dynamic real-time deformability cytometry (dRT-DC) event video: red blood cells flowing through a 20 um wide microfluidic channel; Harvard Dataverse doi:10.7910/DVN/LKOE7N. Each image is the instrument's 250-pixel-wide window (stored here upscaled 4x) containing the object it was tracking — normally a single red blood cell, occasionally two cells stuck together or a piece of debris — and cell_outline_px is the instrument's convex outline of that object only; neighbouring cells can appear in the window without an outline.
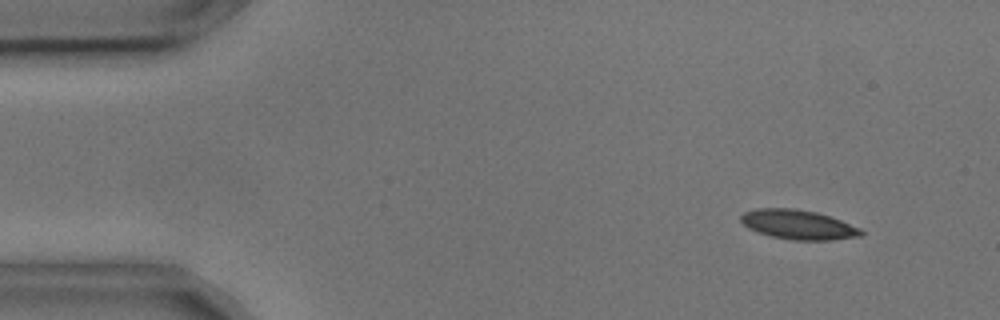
{"species": "common noctule bat (a hibernating species)", "species_latin": "Nyctalus noctula", "temperature_condition": "cold", "stored_images_in_passage": 6, "camera_frame_rate_fps": 3000, "um_per_image_px": 0.085, "animal": {"sex": "male", "body_mass_g": 17.9, "forearm_length_mm": 54.2}, "frame": {"image": 1, "passage_image": 2, "time_ms": 0.333, "image_size_px": [1000, 320], "cell_outline_px": [[864, 232], [860, 236], [832, 240], [792, 240], [772, 236], [748, 228], [740, 220], [740, 216], [744, 212], [756, 208], [796, 208], [816, 212], [840, 220], [860, 228]], "centroid_in_image_um": [67.84, 19.08], "position_along_channel_um": 17.2, "area_um2": 20.52}}
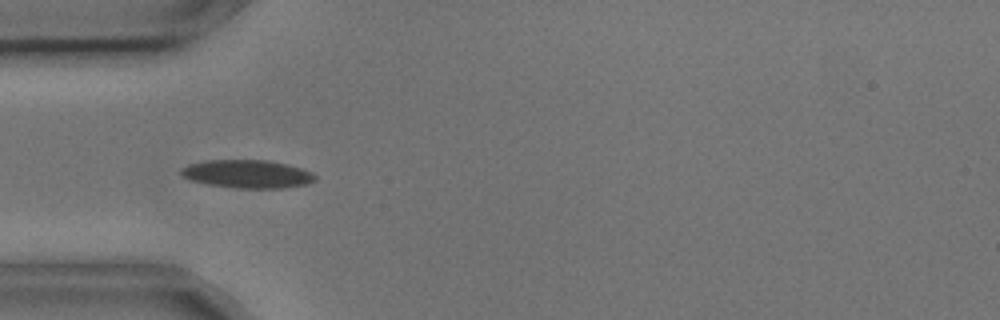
{"frame": {"image": 2, "passage_image": 5, "time_ms": 1.333, "image_size_px": [1000, 320], "cell_outline_px": [[316, 180], [308, 184], [284, 188], [236, 188], [208, 184], [188, 180], [180, 172], [180, 168], [188, 164], [204, 160], [268, 160], [288, 164], [304, 168], [312, 172], [316, 176]], "centroid_in_image_um": [21.05, 14.78], "position_along_channel_um": 64.0, "area_um2": 22.31}}